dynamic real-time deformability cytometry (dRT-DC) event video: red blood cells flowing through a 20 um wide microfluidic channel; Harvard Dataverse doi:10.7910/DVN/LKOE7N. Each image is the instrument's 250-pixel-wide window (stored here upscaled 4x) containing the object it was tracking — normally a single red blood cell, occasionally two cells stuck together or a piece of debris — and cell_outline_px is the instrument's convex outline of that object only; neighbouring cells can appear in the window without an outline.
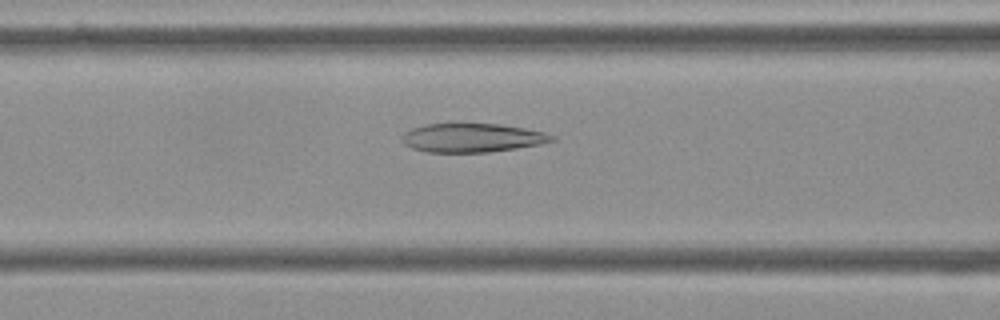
{"species": "Egyptian fruit bat (a non-hibernating species)", "species_latin": "Rousettus aegyptiacus", "temperature_condition": "cold", "stored_images_in_passage": 55, "camera_frame_rate_fps": 3000, "um_per_image_px": 0.085, "frame": {"image": 1, "passage_image": 22, "time_ms": 7.0, "image_size_px": [1000, 320], "cell_outline_px": [[556, 140], [540, 144], [516, 148], [488, 152], [428, 152], [412, 148], [404, 144], [400, 140], [400, 136], [404, 132], [412, 128], [424, 124], [460, 120], [500, 124], [524, 128], [544, 132], [556, 136]], "centroid_in_image_um": [40.07, 11.66], "position_along_channel_um": 126.5, "area_um2": 26.3}}
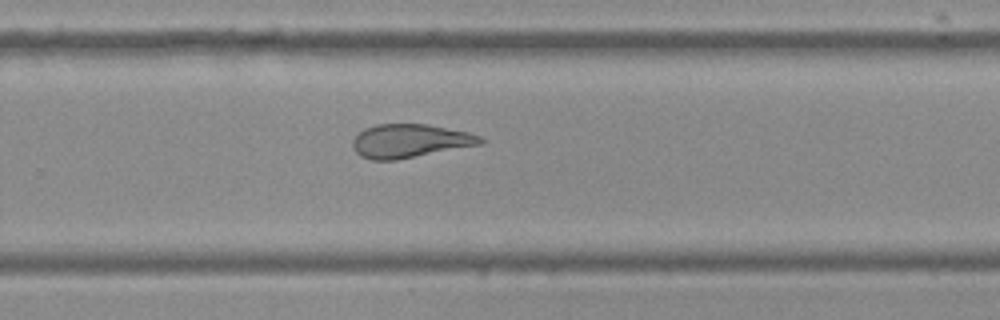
{"frame": {"image": 2, "passage_image": 36, "time_ms": 11.667, "image_size_px": [1000, 320], "cell_outline_px": [[484, 144], [396, 160], [372, 160], [360, 156], [352, 148], [352, 140], [364, 128], [376, 124], [428, 124], [468, 132], [480, 136], [484, 140]], "centroid_in_image_um": [34.84, 11.98], "position_along_channel_um": 295.0, "area_um2": 25.14}}
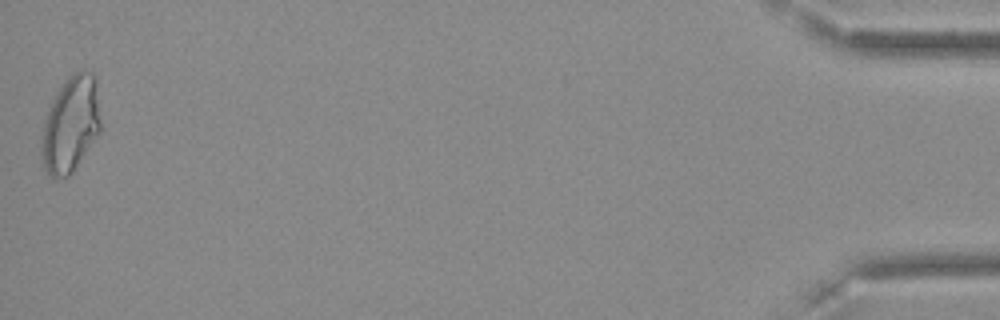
{"frame": {"image": 3, "passage_image": 55, "time_ms": 18.0, "image_size_px": [1000, 320], "cell_outline_px": [[100, 132], [72, 172], [68, 176], [56, 180], [44, 168], [40, 156], [40, 136], [44, 120], [52, 100], [60, 88], [80, 68], [84, 68], [92, 72], [96, 80], [100, 120]], "centroid_in_image_um": [5.98, 10.6], "position_along_channel_um": 429.2, "area_um2": 33.12}, "authors_computed_cell_mechanics": {"area_um2": 28.2642, "velocity_mm_per_s": 3.6157, "shape_relaxation_time_tau1_ms": null, "shape_relaxation_time_tau2_ms": 2.5629, "deformation_change_tau1": null, "deformation_change_tau2": 0.1009}}